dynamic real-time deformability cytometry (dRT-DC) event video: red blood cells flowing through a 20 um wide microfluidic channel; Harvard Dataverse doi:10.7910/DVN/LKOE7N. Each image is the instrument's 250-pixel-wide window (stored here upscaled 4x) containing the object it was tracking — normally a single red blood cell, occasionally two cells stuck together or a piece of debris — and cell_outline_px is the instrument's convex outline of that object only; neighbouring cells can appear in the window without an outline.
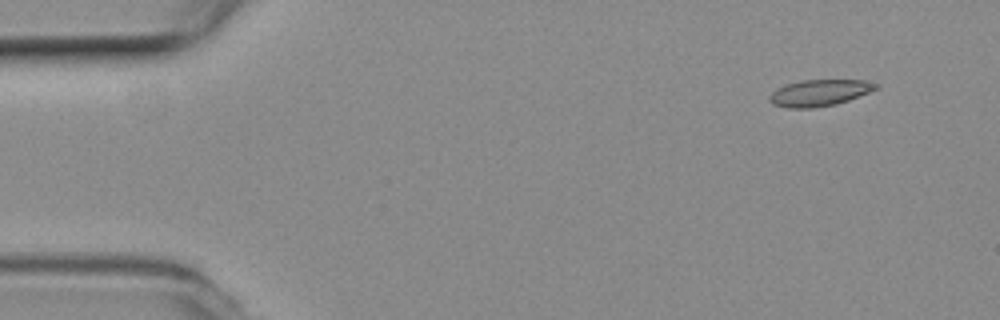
{"species": "common noctule bat (a hibernating species)", "species_latin": "Nyctalus noctula", "temperature_condition": "room temperature", "stored_images_in_passage": 54, "camera_frame_rate_fps": 3000, "um_per_image_px": 0.085, "animal": {"sex": "female", "body_mass_g": 19.3, "forearm_length_mm": 54.1}, "frame": {"image": 1, "passage_image": 4, "time_ms": 1.0, "image_size_px": [1000, 320], "cell_outline_px": [[880, 84], [876, 88], [868, 92], [848, 100], [836, 104], [812, 108], [788, 108], [772, 104], [768, 100], [768, 96], [772, 92], [788, 84], [804, 80], [864, 80]], "centroid_in_image_um": [69.64, 7.9], "position_along_channel_um": 15.4, "area_um2": 16.18}}
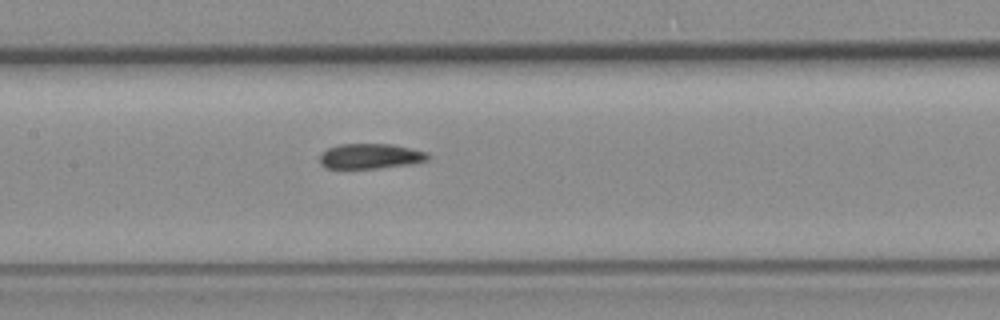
{"frame": {"image": 2, "passage_image": 25, "time_ms": 8.0, "image_size_px": [1000, 320], "cell_outline_px": [[432, 156], [428, 160], [412, 164], [380, 168], [328, 168], [320, 164], [320, 156], [328, 148], [340, 144], [392, 144], [428, 152]], "centroid_in_image_um": [31.54, 13.27], "position_along_channel_um": 175.9, "area_um2": 15.9}}
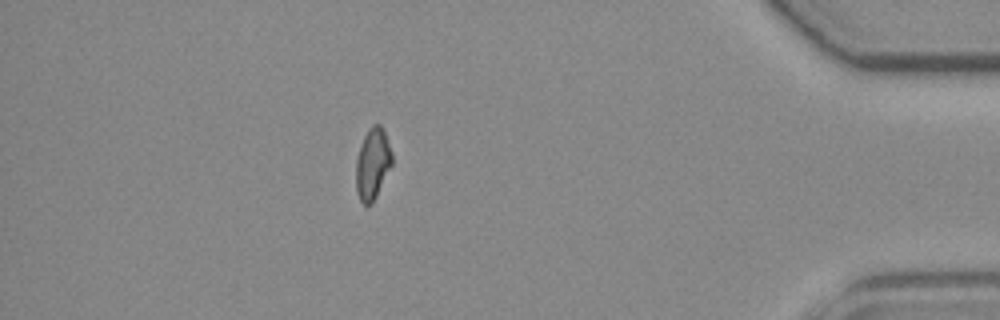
{"frame": {"image": 3, "passage_image": 47, "time_ms": 15.333, "image_size_px": [1000, 320], "cell_outline_px": [[392, 164], [372, 204], [364, 204], [360, 200], [356, 192], [356, 160], [360, 144], [364, 136], [372, 124], [380, 124], [384, 132], [392, 152]], "centroid_in_image_um": [31.66, 13.92], "position_along_channel_um": 403.5, "area_um2": 14.85}, "authors_computed_cell_mechanics": {"area_um2": 16.2996, "velocity_mm_per_s": 3.7884, "shape_relaxation_time_tau1_ms": null, "shape_relaxation_time_tau2_ms": 2.0095, "deformation_change_tau1": null, "deformation_change_tau2": 0.0705}}